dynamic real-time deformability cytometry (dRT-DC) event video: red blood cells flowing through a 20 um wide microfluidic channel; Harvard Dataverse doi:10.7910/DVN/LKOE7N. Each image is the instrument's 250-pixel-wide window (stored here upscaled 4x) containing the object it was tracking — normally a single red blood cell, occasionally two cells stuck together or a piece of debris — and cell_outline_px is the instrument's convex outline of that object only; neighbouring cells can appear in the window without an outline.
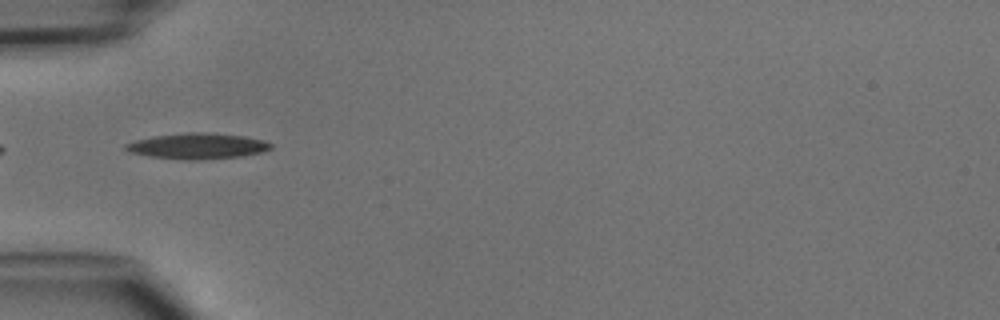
{"species": "common noctule bat (a hibernating species)", "species_latin": "Nyctalus noctula", "temperature_condition": "cold", "stored_images_in_passage": 15, "camera_frame_rate_fps": 3000, "um_per_image_px": 0.085, "animal": {"sex": "male", "body_mass_g": 15.6}, "frame": {"image": 1, "passage_image": 10, "time_ms": 3.0, "image_size_px": [1000, 320], "cell_outline_px": [[272, 148], [260, 152], [240, 156], [200, 160], [184, 160], [148, 156], [128, 152], [124, 148], [124, 144], [136, 140], [152, 136], [188, 132], [208, 132], [244, 136], [264, 140], [272, 144]], "centroid_in_image_um": [16.75, 12.41], "position_along_channel_um": 68.3, "area_um2": 21.91}}